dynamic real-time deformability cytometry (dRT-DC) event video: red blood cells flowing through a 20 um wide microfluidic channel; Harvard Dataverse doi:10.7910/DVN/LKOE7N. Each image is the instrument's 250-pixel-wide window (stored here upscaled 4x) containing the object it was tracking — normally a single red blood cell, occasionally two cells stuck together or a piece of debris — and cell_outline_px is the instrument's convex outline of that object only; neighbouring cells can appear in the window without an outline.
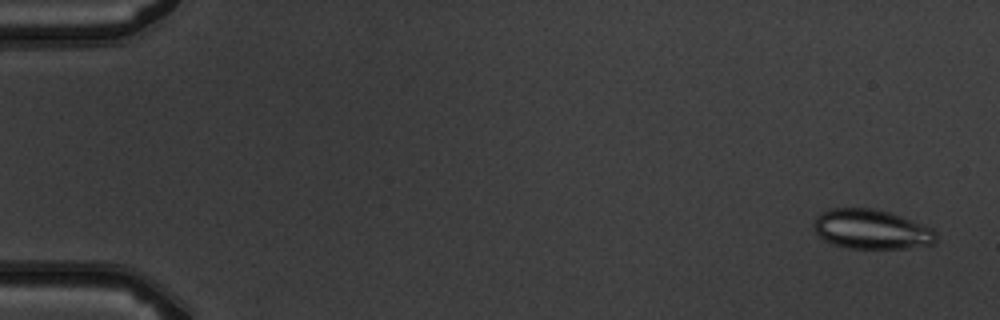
{"species": "common noctule bat (a hibernating species)", "species_latin": "Nyctalus noctula", "temperature_condition": "warm", "stored_images_in_passage": 5, "camera_frame_rate_fps": 3000, "um_per_image_px": 0.085, "animal": {"sex": "male", "body_mass_g": 19.5, "forearm_length_mm": 54.6}, "frame": {"image": 1, "passage_image": 1, "time_ms": 0.0, "image_size_px": [1000, 320], "cell_outline_px": [[936, 240], [932, 244], [904, 248], [848, 248], [832, 244], [824, 240], [816, 232], [812, 224], [816, 216], [828, 208], [872, 208], [892, 212], [932, 228], [936, 232]], "centroid_in_image_um": [74.04, 19.47], "position_along_channel_um": 11.0, "area_um2": 28.32}}
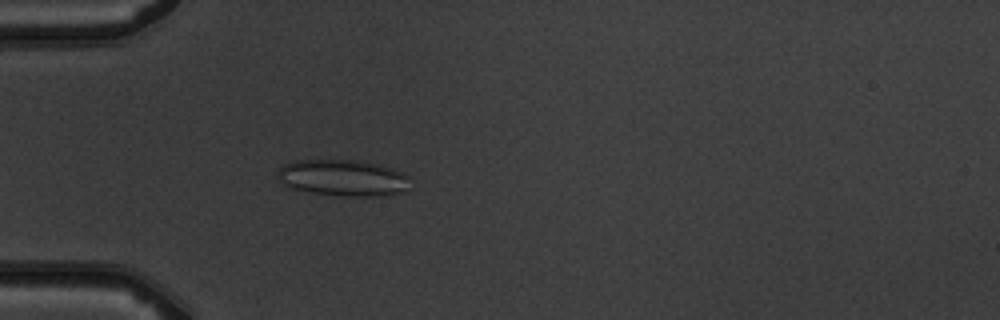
{"frame": {"image": 2, "passage_image": 5, "time_ms": 4.667, "image_size_px": [1000, 320], "cell_outline_px": [[408, 176], [404, 188], [400, 192], [376, 196], [340, 196], [292, 188], [284, 184], [276, 176], [276, 172], [284, 164], [292, 160], [360, 160], [380, 164], [404, 172]], "centroid_in_image_um": [29.1, 15.09], "position_along_channel_um": 55.9, "area_um2": 27.86}}